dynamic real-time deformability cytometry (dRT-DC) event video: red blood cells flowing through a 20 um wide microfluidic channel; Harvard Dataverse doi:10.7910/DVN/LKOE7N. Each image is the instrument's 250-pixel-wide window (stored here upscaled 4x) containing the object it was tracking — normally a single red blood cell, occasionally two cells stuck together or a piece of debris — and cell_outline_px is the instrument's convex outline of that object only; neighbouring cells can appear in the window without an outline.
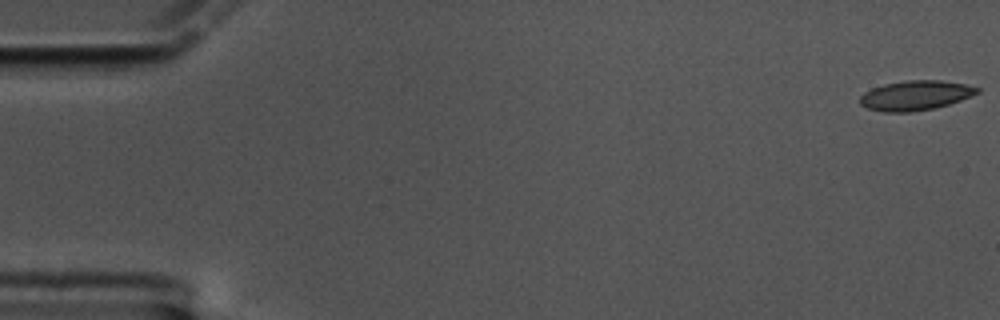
{"species": "common noctule bat (a hibernating species)", "species_latin": "Nyctalus noctula", "temperature_condition": "cold", "stored_images_in_passage": 59, "camera_frame_rate_fps": 3000, "um_per_image_px": 0.085, "animal": {"sex": "male", "body_mass_g": 17.5, "forearm_length_mm": 52.3}, "frame": {"image": 1, "passage_image": 1, "time_ms": 0.0, "image_size_px": [1000, 320], "cell_outline_px": [[980, 92], [960, 100], [936, 108], [912, 112], [880, 112], [868, 108], [860, 104], [860, 96], [864, 92], [872, 88], [884, 84], [904, 80], [940, 80], [964, 84], [980, 88]], "centroid_in_image_um": [77.79, 8.11], "position_along_channel_um": 7.2, "area_um2": 20.35}}
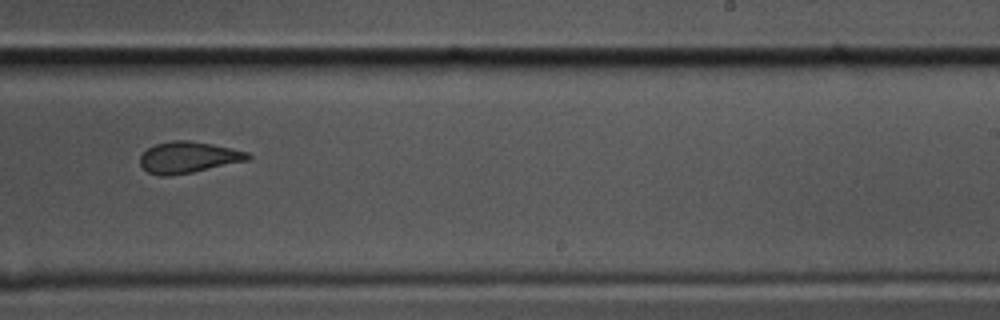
{"frame": {"image": 2, "passage_image": 37, "time_ms": 12.0, "image_size_px": [1000, 320], "cell_outline_px": [[252, 156], [248, 160], [192, 172], [168, 176], [160, 176], [148, 172], [140, 164], [140, 156], [148, 148], [156, 144], [172, 140], [188, 140], [212, 144], [232, 148], [248, 152]], "centroid_in_image_um": [16.0, 13.37], "position_along_channel_um": 273.0, "area_um2": 19.54}}
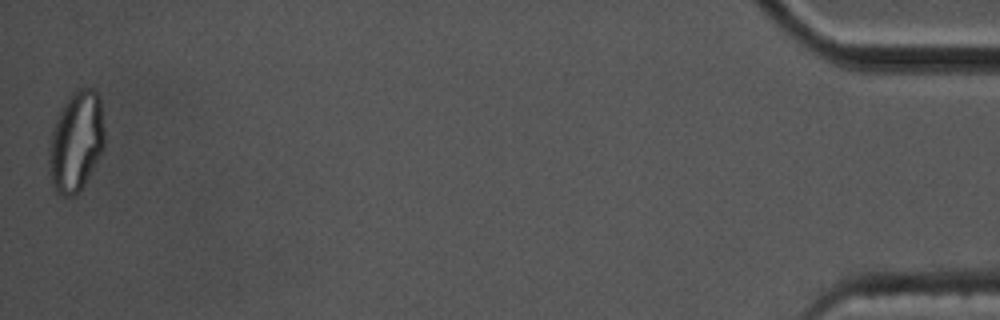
{"frame": {"image": 3, "passage_image": 59, "time_ms": 19.333, "image_size_px": [1000, 320], "cell_outline_px": [[104, 148], [80, 192], [76, 196], [64, 196], [56, 192], [52, 188], [48, 160], [48, 152], [52, 128], [68, 96], [80, 88], [96, 88], [100, 100], [104, 132]], "centroid_in_image_um": [6.46, 12.06], "position_along_channel_um": 428.7, "area_um2": 32.6}, "authors_computed_cell_mechanics": {"area_um2": 20.4612, "velocity_mm_per_s": 3.3945, "shape_relaxation_time_tau1_ms": 9.8723, "shape_relaxation_time_tau2_ms": 2.3648, "deformation_change_tau1": 0.1796, "deformation_change_tau2": 0.0722}}